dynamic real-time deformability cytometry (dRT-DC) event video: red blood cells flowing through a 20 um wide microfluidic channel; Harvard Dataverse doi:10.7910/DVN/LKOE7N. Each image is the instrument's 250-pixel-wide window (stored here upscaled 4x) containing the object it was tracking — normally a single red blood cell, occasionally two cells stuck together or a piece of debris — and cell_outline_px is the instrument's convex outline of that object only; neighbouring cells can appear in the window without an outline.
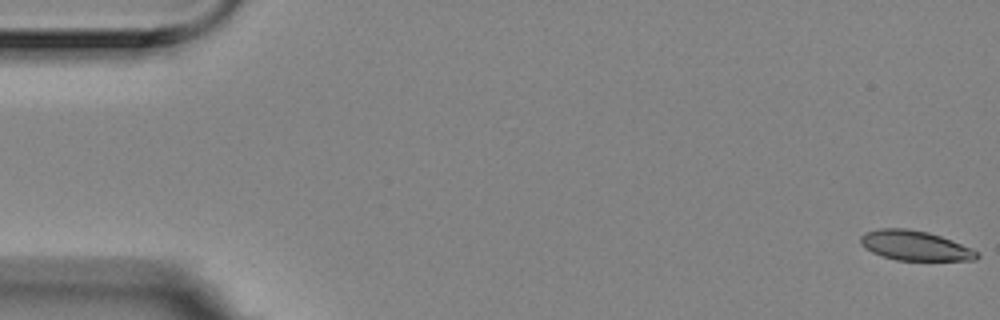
{"species": "Egyptian fruit bat (a non-hibernating species)", "species_latin": "Rousettus aegyptiacus", "temperature_condition": "room temperature", "stored_images_in_passage": 57, "camera_frame_rate_fps": 3000, "um_per_image_px": 0.085, "animal": {"sex": "female"}, "frame": {"image": 1, "passage_image": 1, "time_ms": 0.0, "image_size_px": [1000, 320], "cell_outline_px": [[980, 256], [976, 260], [896, 260], [872, 252], [860, 244], [860, 236], [864, 232], [880, 228], [908, 228], [928, 232], [952, 240], [972, 248], [980, 252]], "centroid_in_image_um": [77.79, 20.87], "position_along_channel_um": 7.2, "area_um2": 20.29}}
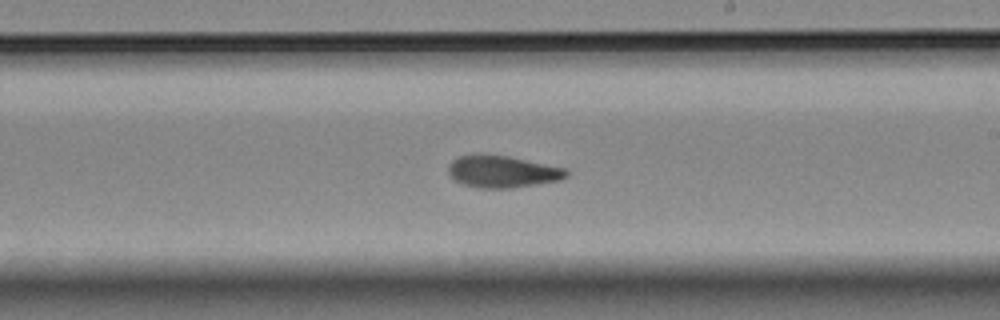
{"frame": {"image": 2, "passage_image": 33, "time_ms": 10.667, "image_size_px": [1000, 320], "cell_outline_px": [[568, 176], [560, 180], [512, 188], [476, 188], [464, 184], [456, 180], [448, 172], [448, 164], [456, 156], [476, 152], [484, 152], [508, 156], [564, 168], [568, 172]], "centroid_in_image_um": [42.63, 14.55], "position_along_channel_um": 246.4, "area_um2": 22.37}}
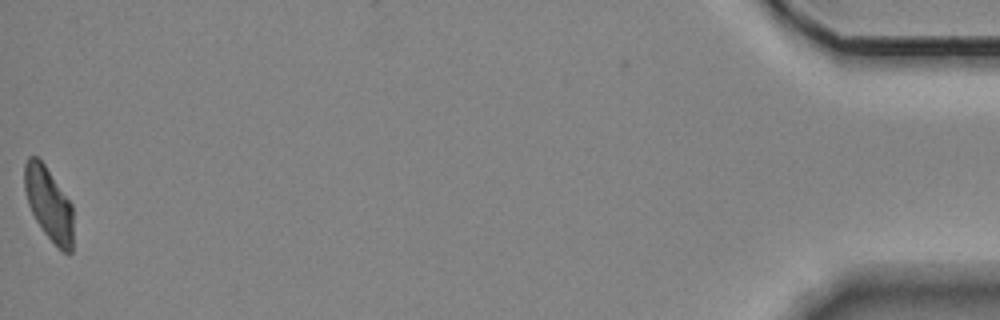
{"frame": {"image": 3, "passage_image": 57, "time_ms": 18.667, "image_size_px": [1000, 320], "cell_outline_px": [[72, 252], [64, 252], [44, 232], [36, 220], [28, 204], [24, 188], [24, 164], [28, 156], [36, 156], [44, 164], [72, 204]], "centroid_in_image_um": [4.12, 17.28], "position_along_channel_um": 431.1, "area_um2": 20.4}, "authors_computed_cell_mechanics": {"area_um2": 21.6172, "velocity_mm_per_s": 3.5165, "shape_relaxation_time_tau1_ms": 6.1005, "shape_relaxation_time_tau2_ms": 2.3945, "deformation_change_tau1": 0.1601, "deformation_change_tau2": 0.0836}}